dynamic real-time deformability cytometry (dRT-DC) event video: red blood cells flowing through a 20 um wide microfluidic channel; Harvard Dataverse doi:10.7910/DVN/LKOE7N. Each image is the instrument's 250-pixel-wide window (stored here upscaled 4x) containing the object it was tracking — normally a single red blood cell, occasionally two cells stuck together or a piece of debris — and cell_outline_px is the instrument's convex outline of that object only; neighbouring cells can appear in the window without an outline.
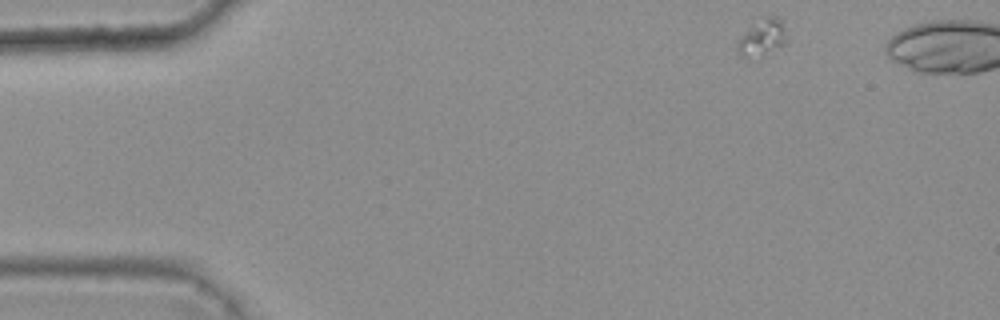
{"species": "common noctule bat (a hibernating species)", "species_latin": "Nyctalus noctula", "temperature_condition": "warm", "stored_images_in_passage": 5, "camera_frame_rate_fps": 3000, "um_per_image_px": 0.085, "animal": {"sex": "female", "body_mass_g": 25.1}, "frame": {"image": 1, "passage_image": 1, "time_ms": 0.0, "image_size_px": [1000, 320], "cell_outline_px": [[788, 44], [764, 56], [740, 56], [736, 52], [736, 44], [764, 16], [776, 16], [780, 20]], "centroid_in_image_um": [64.83, 3.26], "position_along_channel_um": 20.2, "area_um2": 10.12}}
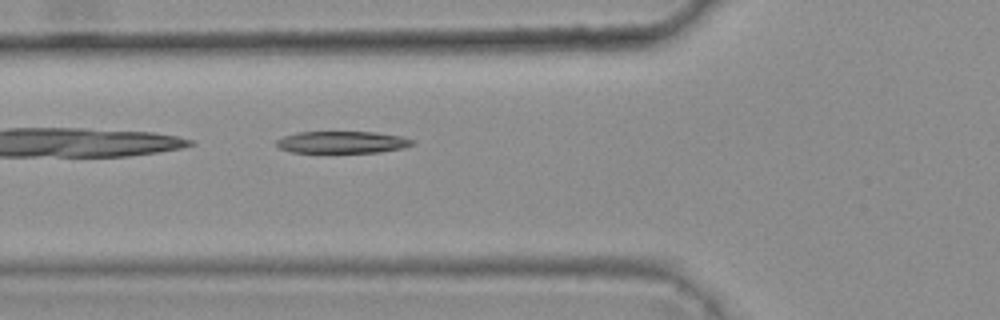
{"frame": {"image": 2, "passage_image": 5, "time_ms": 1.333, "image_size_px": [1000, 320], "cell_outline_px": [[416, 144], [404, 148], [380, 152], [292, 152], [280, 148], [276, 144], [276, 140], [284, 136], [296, 132], [376, 132], [404, 136], [416, 140]], "centroid_in_image_um": [29.17, 12.08], "position_along_channel_um": 96.6, "area_um2": 17.57}}